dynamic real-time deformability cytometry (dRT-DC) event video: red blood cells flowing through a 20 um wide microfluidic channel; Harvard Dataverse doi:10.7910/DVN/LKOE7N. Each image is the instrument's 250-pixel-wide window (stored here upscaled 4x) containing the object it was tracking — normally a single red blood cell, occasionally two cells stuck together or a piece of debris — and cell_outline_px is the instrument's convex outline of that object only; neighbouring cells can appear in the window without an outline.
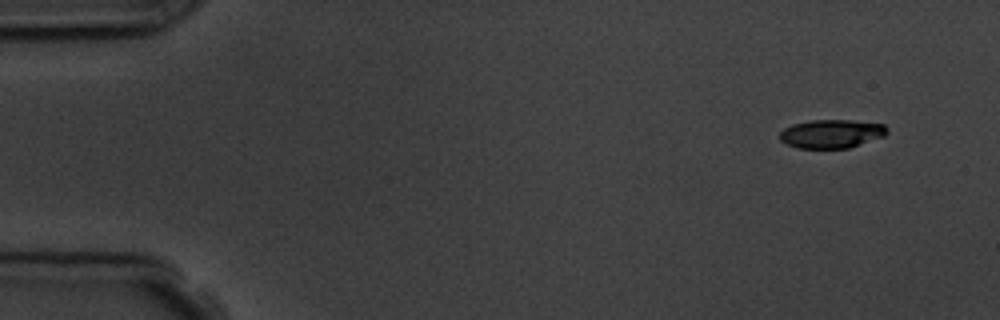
{"species": "common noctule bat (a hibernating species)", "species_latin": "Nyctalus noctula", "temperature_condition": "room temperature", "stored_images_in_passage": 5, "camera_frame_rate_fps": 3000, "um_per_image_px": 0.085, "animal": {"sex": "male", "body_mass_g": 19.5, "forearm_length_mm": 54.6}, "frame": {"image": 1, "passage_image": 1, "time_ms": 0.0, "image_size_px": [1000, 320], "cell_outline_px": [[888, 132], [884, 136], [848, 148], [796, 148], [780, 140], [780, 132], [784, 128], [792, 124], [812, 120], [848, 120], [884, 124], [888, 128]], "centroid_in_image_um": [70.67, 11.37], "position_along_channel_um": 14.3, "area_um2": 17.8}}
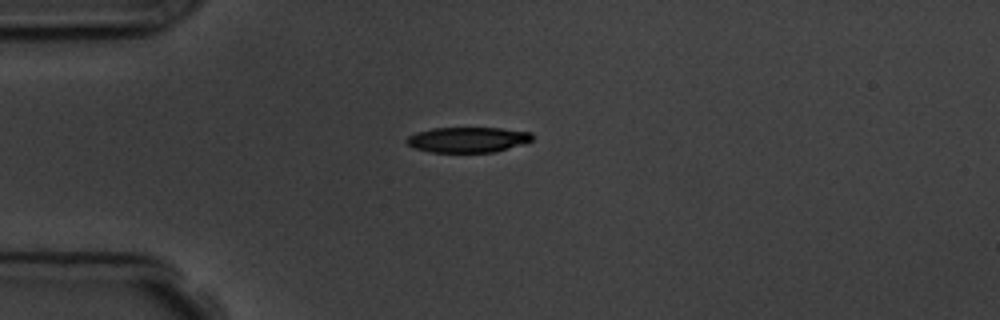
{"frame": {"image": 2, "passage_image": 3, "time_ms": 3.333, "image_size_px": [1000, 320], "cell_outline_px": [[532, 140], [524, 144], [496, 152], [432, 152], [416, 148], [408, 144], [404, 140], [408, 136], [416, 132], [432, 128], [500, 128], [532, 132]], "centroid_in_image_um": [39.78, 11.87], "position_along_channel_um": 45.2, "area_um2": 18.61}}